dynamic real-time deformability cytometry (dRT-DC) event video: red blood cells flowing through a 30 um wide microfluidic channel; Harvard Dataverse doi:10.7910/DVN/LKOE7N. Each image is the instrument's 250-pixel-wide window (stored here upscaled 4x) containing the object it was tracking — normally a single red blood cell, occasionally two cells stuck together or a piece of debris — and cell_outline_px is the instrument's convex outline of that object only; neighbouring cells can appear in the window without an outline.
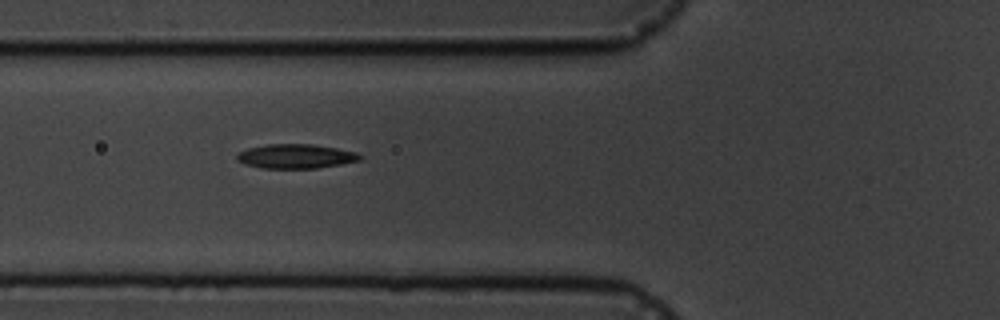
{"species": "common noctule bat (a hibernating species)", "species_latin": "Nyctalus noctula", "temperature_condition": "cold", "stored_images_in_passage": 4, "camera_frame_rate_fps": 3000, "um_per_image_px": 0.085, "animal": {"sex": "male", "body_mass_g": 19.5, "forearm_length_mm": 54.6}, "frame": {"image": 1, "passage_image": 3, "time_ms": 2.333, "image_size_px": [1000, 320], "cell_outline_px": [[364, 156], [360, 160], [340, 164], [316, 168], [264, 168], [244, 164], [236, 160], [236, 156], [240, 152], [248, 148], [268, 144], [312, 144], [336, 148], [356, 152]], "centroid_in_image_um": [25.14, 13.28], "position_along_channel_um": 100.7, "area_um2": 17.34}}
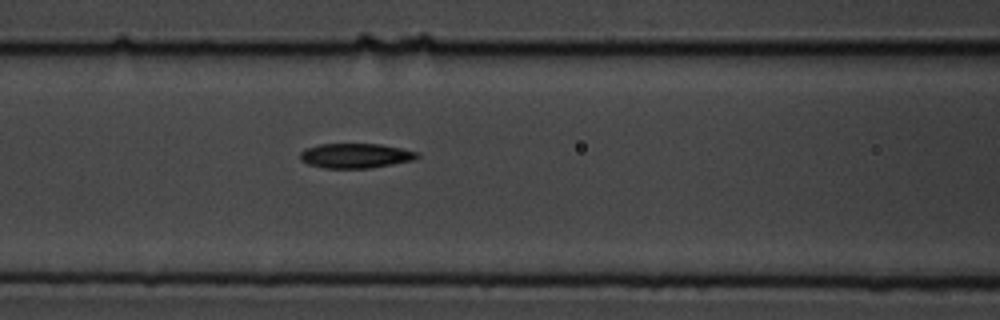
{"frame": {"image": 2, "passage_image": 4, "time_ms": 3.333, "image_size_px": [1000, 320], "cell_outline_px": [[420, 156], [412, 160], [372, 168], [324, 168], [308, 164], [300, 160], [300, 152], [304, 148], [320, 144], [380, 144], [400, 148], [416, 152]], "centroid_in_image_um": [30.17, 13.23], "position_along_channel_um": 136.4, "area_um2": 16.82}}